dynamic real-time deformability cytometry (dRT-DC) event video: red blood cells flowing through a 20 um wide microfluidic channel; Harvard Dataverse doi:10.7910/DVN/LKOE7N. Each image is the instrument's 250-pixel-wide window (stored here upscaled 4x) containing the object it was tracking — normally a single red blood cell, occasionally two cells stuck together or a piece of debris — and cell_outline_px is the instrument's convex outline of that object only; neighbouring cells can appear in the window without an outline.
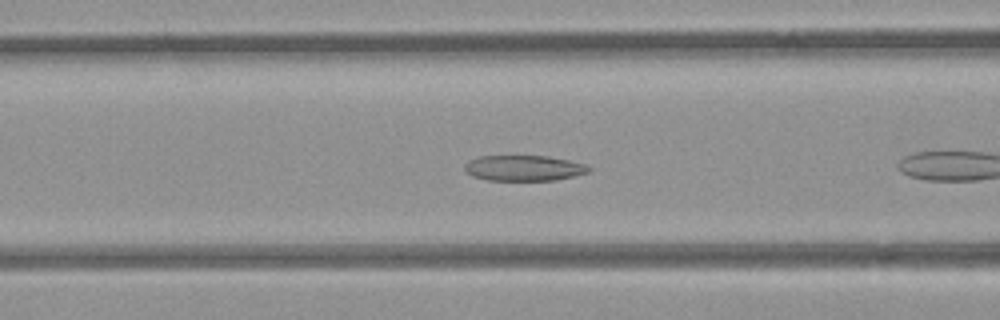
{"species": "common noctule bat (a hibernating species)", "species_latin": "Nyctalus noctula", "temperature_condition": "room temperature", "stored_images_in_passage": 39, "camera_frame_rate_fps": 3000, "um_per_image_px": 0.085, "animal": {"sex": "female", "body_mass_g": 21.9}, "frame": {"image": 1, "passage_image": 6, "time_ms": 1.667, "image_size_px": [1000, 320], "cell_outline_px": [[592, 168], [588, 172], [556, 180], [488, 180], [472, 176], [464, 168], [464, 164], [468, 160], [480, 156], [548, 156], [588, 164]], "centroid_in_image_um": [44.53, 14.28], "position_along_channel_um": 122.1, "area_um2": 18.5}}
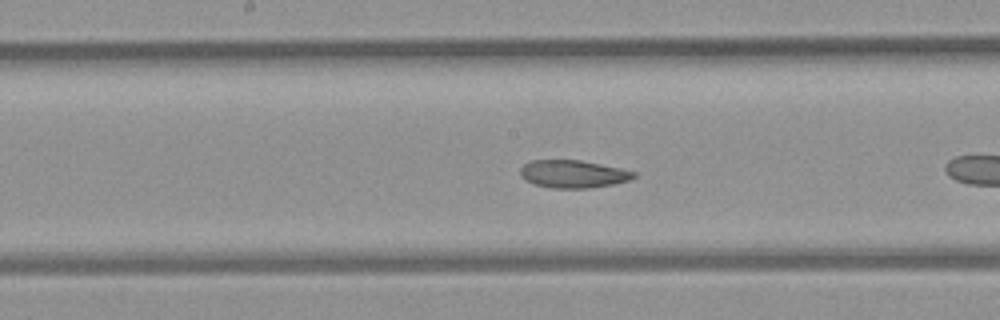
{"frame": {"image": 2, "passage_image": 12, "time_ms": 3.667, "image_size_px": [1000, 320], "cell_outline_px": [[636, 176], [628, 180], [612, 184], [588, 188], [552, 188], [532, 184], [524, 180], [520, 176], [520, 168], [524, 164], [532, 160], [580, 160], [620, 168], [636, 172]], "centroid_in_image_um": [48.66, 14.79], "position_along_channel_um": 199.5, "area_um2": 18.32}}
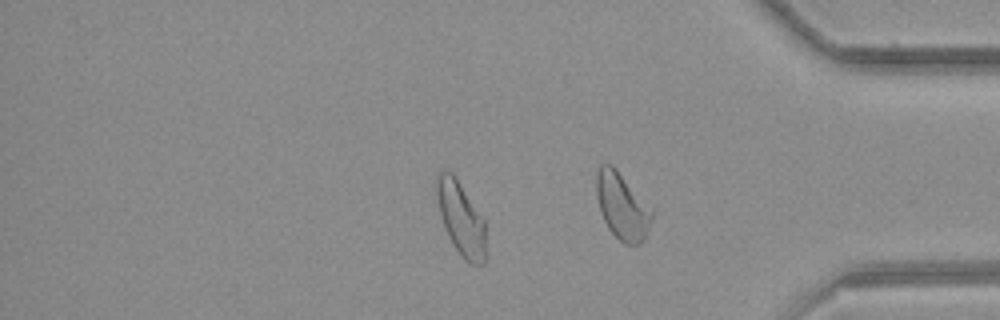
{"frame": {"image": 3, "passage_image": 30, "time_ms": 9.667, "image_size_px": [1000, 320], "cell_outline_px": [[484, 264], [468, 264], [464, 260], [452, 244], [444, 228], [440, 212], [436, 192], [436, 180], [440, 172], [452, 172], [484, 220]], "centroid_in_image_um": [39.16, 18.61], "position_along_channel_um": 396.0, "area_um2": 20.46}, "authors_computed_cell_mechanics": {"area_um2": 20.0566, "velocity_mm_per_s": 3.8545, "shape_relaxation_time_tau1_ms": 6.7663, "shape_relaxation_time_tau2_ms": 1.9299, "deformation_change_tau1": 0.1484, "deformation_change_tau2": 0.0716}}